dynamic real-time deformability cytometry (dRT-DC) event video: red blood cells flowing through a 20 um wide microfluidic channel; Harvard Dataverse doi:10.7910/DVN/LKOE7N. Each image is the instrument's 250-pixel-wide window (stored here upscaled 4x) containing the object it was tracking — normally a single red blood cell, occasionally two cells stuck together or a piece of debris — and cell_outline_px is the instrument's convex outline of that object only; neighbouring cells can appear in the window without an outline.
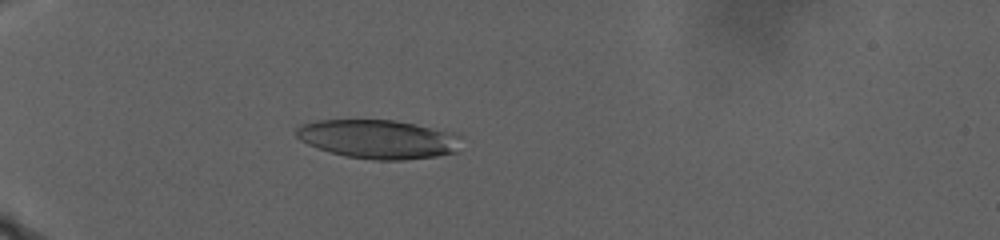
{"species": "human", "species_latin": "Homo sapiens", "temperature_condition": "warm", "stored_images_in_passage": 103, "camera_frame_rate_fps": 3000, "um_per_image_px": 0.085, "donor": {"sex": "male"}, "frame": {"image": 1, "passage_image": 36, "time_ms": 11.667, "image_size_px": [1000, 240], "cell_outline_px": [[460, 136], [456, 152], [436, 156], [404, 160], [376, 160], [344, 156], [316, 148], [300, 140], [296, 136], [296, 128], [304, 124], [316, 120], [392, 120], [416, 124]], "centroid_in_image_um": [32.08, 11.83], "position_along_channel_um": 52.9, "area_um2": 36.99}}
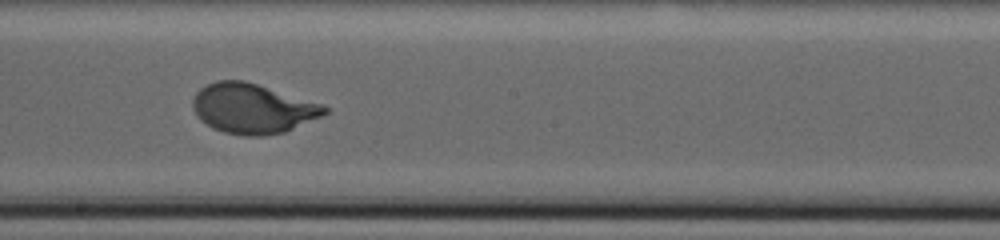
{"frame": {"image": 2, "passage_image": 65, "time_ms": 21.333, "image_size_px": [1000, 240], "cell_outline_px": [[328, 112], [320, 116], [284, 132], [264, 136], [244, 136], [224, 132], [212, 128], [200, 120], [196, 116], [192, 108], [192, 100], [196, 92], [200, 88], [216, 80], [244, 80], [324, 104], [328, 108]], "centroid_in_image_um": [21.44, 9.22], "position_along_channel_um": 226.8, "area_um2": 38.38}}
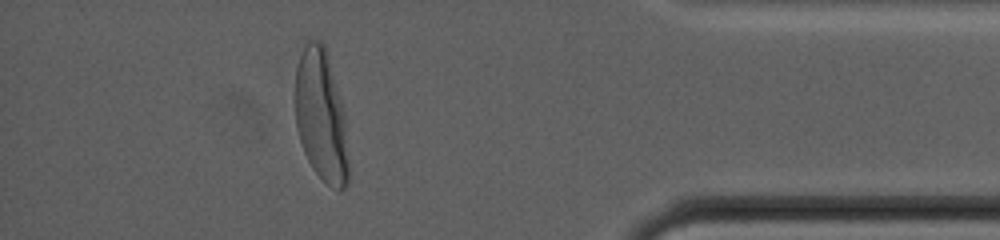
{"frame": {"image": 3, "passage_image": 94, "time_ms": 31.0, "image_size_px": [1000, 240], "cell_outline_px": [[348, 184], [340, 192], [328, 184], [312, 168], [304, 152], [296, 128], [296, 68], [304, 44], [308, 40], [320, 40], [324, 44], [328, 56], [344, 112], [348, 164]], "centroid_in_image_um": [27.29, 9.85], "position_along_channel_um": 407.9, "area_um2": 40.58}, "authors_computed_cell_mechanics": {"area_um2": 38.2636, "velocity_mm_per_s": 2.1694, "shape_relaxation_time_tau1_ms": 5.4634, "shape_relaxation_time_tau2_ms": null, "deformation_change_tau1": 0.2375, "deformation_change_tau2": null}}